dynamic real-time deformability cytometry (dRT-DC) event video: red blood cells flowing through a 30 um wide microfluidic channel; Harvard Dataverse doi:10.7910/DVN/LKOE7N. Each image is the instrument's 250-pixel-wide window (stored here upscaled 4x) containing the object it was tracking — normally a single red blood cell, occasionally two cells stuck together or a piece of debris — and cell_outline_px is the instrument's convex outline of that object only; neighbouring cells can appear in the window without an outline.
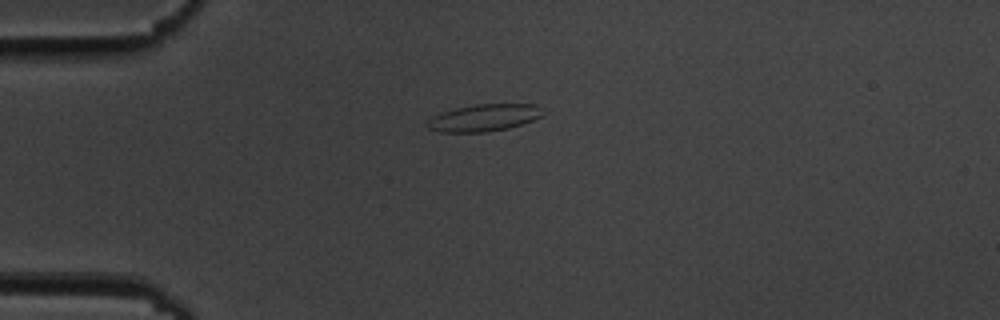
{"species": "common noctule bat (a hibernating species)", "species_latin": "Nyctalus noctula", "temperature_condition": "cold", "stored_images_in_passage": 43, "camera_frame_rate_fps": 3000, "um_per_image_px": 0.085, "animal": {"sex": "male", "body_mass_g": 19.5, "forearm_length_mm": 54.6}, "frame": {"image": 1, "passage_image": 1, "time_ms": 0.0, "image_size_px": [1000, 320], "cell_outline_px": [[544, 116], [508, 128], [488, 132], [440, 132], [428, 128], [428, 120], [432, 116], [440, 112], [456, 108], [476, 104], [536, 104]], "centroid_in_image_um": [41.11, 10.01], "position_along_channel_um": 43.9, "area_um2": 18.09}}
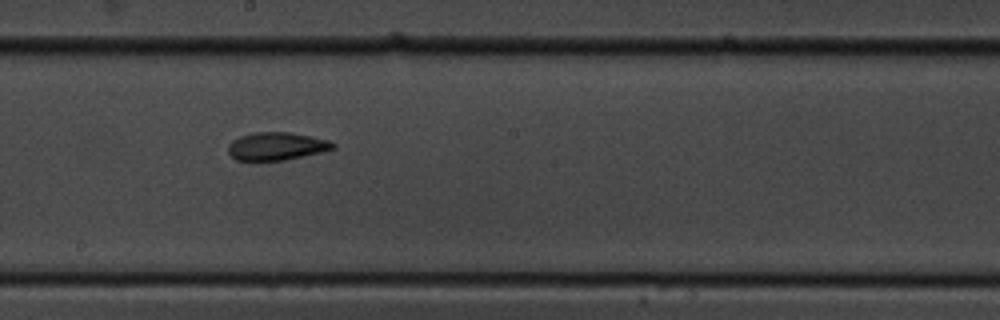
{"frame": {"image": 2, "passage_image": 18, "time_ms": 5.667, "image_size_px": [1000, 320], "cell_outline_px": [[336, 148], [320, 152], [284, 160], [236, 160], [228, 152], [228, 144], [232, 140], [240, 136], [252, 132], [288, 132], [312, 136], [328, 140], [336, 144]], "centroid_in_image_um": [23.5, 12.41], "position_along_channel_um": 224.7, "area_um2": 16.99}}
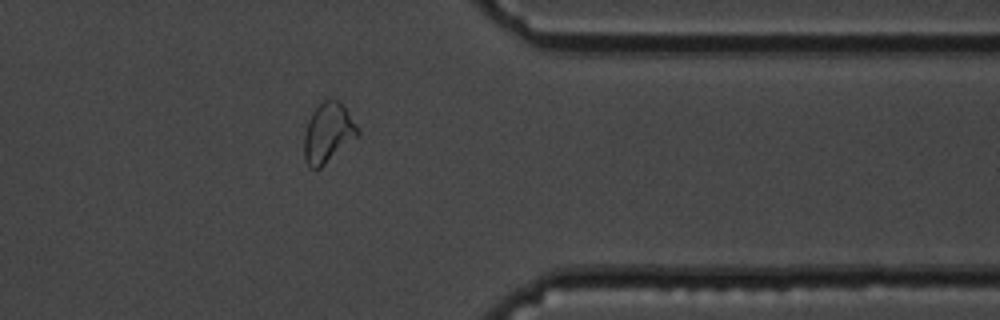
{"frame": {"image": 3, "passage_image": 32, "time_ms": 10.333, "image_size_px": [1000, 320], "cell_outline_px": [[360, 136], [320, 168], [308, 168], [304, 160], [304, 132], [308, 120], [312, 112], [324, 100], [336, 100], [344, 104], [360, 128]], "centroid_in_image_um": [27.92, 11.3], "position_along_channel_um": 383.5, "area_um2": 19.07}, "authors_computed_cell_mechanics": {"area_um2": 17.3978, "velocity_mm_per_s": 3.6077, "shape_relaxation_time_tau1_ms": 5.7857, "shape_relaxation_time_tau2_ms": 3.2887, "deformation_change_tau1": 0.1251, "deformation_change_tau2": 0.0967}}